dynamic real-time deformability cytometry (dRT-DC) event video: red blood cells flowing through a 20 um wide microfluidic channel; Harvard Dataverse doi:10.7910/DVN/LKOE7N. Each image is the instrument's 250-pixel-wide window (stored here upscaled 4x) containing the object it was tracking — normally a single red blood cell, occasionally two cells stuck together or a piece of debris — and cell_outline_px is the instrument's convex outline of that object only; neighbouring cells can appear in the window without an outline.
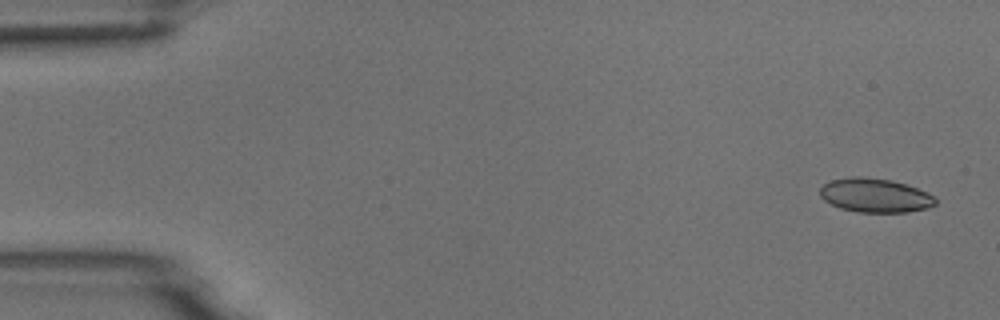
{"species": "common noctule bat (a hibernating species)", "species_latin": "Nyctalus noctula", "temperature_condition": "room temperature", "stored_images_in_passage": 5, "camera_frame_rate_fps": 3000, "um_per_image_px": 0.085, "animal": {"sex": "male", "body_mass_g": 18.8}, "frame": {"image": 1, "passage_image": 1, "time_ms": 0.0, "image_size_px": [1000, 320], "cell_outline_px": [[936, 204], [928, 208], [908, 212], [856, 212], [840, 208], [824, 200], [820, 196], [820, 188], [824, 184], [832, 180], [852, 176], [860, 176], [892, 180], [916, 188], [936, 196]], "centroid_in_image_um": [74.39, 16.61], "position_along_channel_um": 10.6, "area_um2": 22.89}}
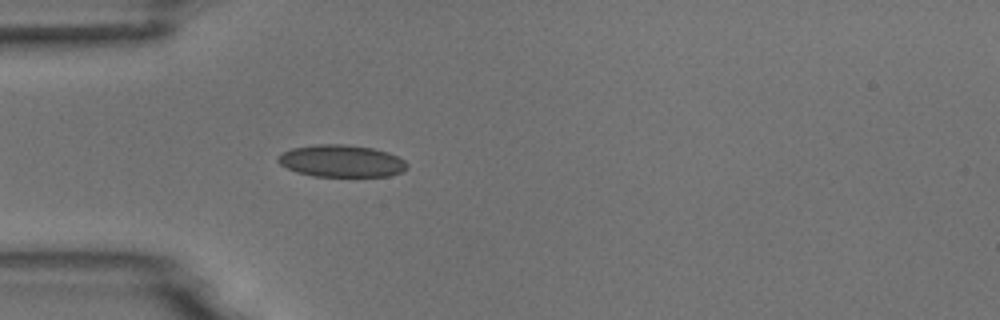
{"frame": {"image": 2, "passage_image": 5, "time_ms": 4.333, "image_size_px": [1000, 320], "cell_outline_px": [[408, 168], [400, 172], [388, 176], [312, 176], [296, 172], [280, 164], [276, 160], [284, 152], [292, 148], [316, 144], [344, 144], [372, 148], [388, 152], [404, 160], [408, 164]], "centroid_in_image_um": [29.03, 13.68], "position_along_channel_um": 56.0, "area_um2": 24.04}}